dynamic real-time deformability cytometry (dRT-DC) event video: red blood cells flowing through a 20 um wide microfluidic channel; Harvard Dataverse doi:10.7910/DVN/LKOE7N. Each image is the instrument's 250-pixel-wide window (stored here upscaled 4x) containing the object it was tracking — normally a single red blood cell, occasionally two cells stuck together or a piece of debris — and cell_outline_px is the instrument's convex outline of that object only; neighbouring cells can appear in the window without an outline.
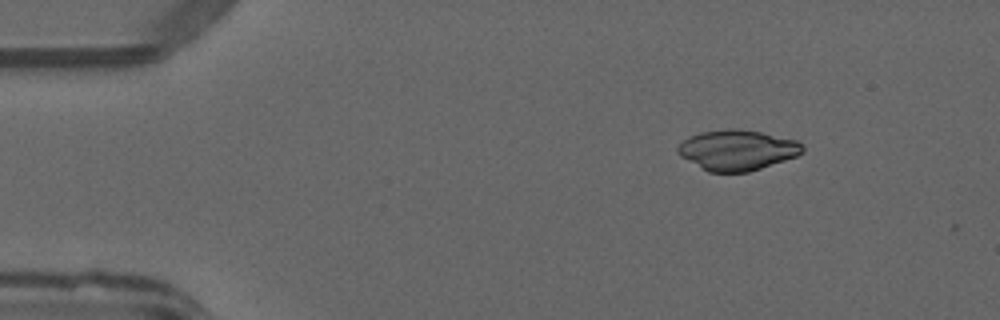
{"species": "common noctule bat (a hibernating species)", "species_latin": "Nyctalus noctula", "temperature_condition": "warm", "stored_images_in_passage": 2, "camera_frame_rate_fps": 3000, "um_per_image_px": 0.085, "animal": {"sex": "male", "forearm_length_mm": 52.5}, "frame": {"image": 1, "passage_image": 1, "time_ms": 0.0, "image_size_px": [1000, 320], "cell_outline_px": [[804, 152], [796, 156], [748, 172], [708, 172], [680, 156], [676, 152], [676, 148], [688, 136], [700, 132], [728, 128], [740, 128], [760, 132], [796, 140], [804, 144]], "centroid_in_image_um": [62.64, 12.74], "position_along_channel_um": 22.4, "area_um2": 29.42}}